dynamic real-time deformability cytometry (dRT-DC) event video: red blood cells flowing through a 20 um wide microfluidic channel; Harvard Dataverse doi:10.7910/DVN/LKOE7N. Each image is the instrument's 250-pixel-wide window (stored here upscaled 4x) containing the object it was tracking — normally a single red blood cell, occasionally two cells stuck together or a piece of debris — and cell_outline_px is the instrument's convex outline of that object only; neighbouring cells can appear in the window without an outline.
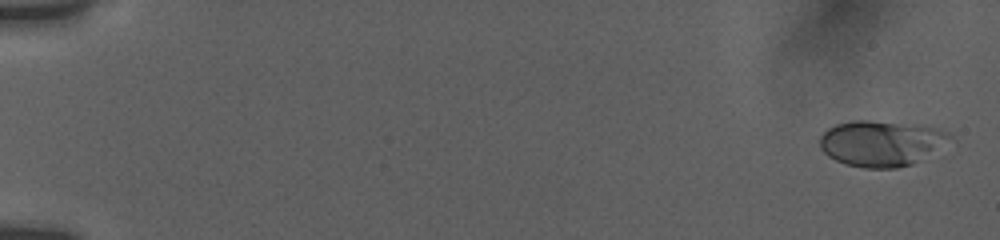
{"species": "human", "species_latin": "Homo sapiens", "temperature_condition": "room temperature", "stored_images_in_passage": 20, "camera_frame_rate_fps": 3000, "um_per_image_px": 0.085, "donor": {"sex": "female"}, "frame": {"image": 1, "passage_image": 2, "time_ms": 0.333, "image_size_px": [1000, 240], "cell_outline_px": [[956, 140], [920, 160], [912, 164], [896, 168], [864, 168], [844, 164], [828, 156], [820, 148], [820, 136], [828, 128], [836, 124], [852, 120], [868, 120], [920, 124], [936, 128], [948, 132]], "centroid_in_image_um": [74.96, 12.17], "position_along_channel_um": 10.0, "area_um2": 35.26}}
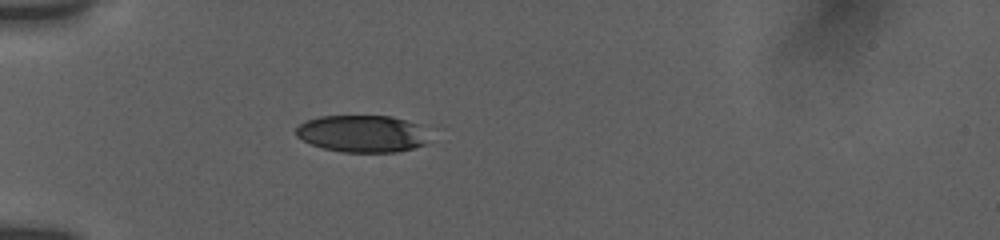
{"frame": {"image": 2, "passage_image": 13, "time_ms": 5.667, "image_size_px": [1000, 240], "cell_outline_px": [[424, 144], [412, 148], [396, 152], [344, 152], [324, 148], [312, 144], [296, 136], [296, 128], [304, 120], [320, 116], [392, 116], [420, 124]], "centroid_in_image_um": [30.7, 11.35], "position_along_channel_um": 54.3, "area_um2": 28.32}}
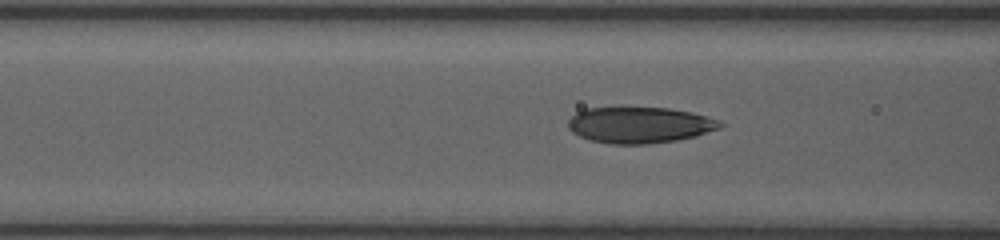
{"frame": {"image": 3, "passage_image": 18, "time_ms": 7.667, "image_size_px": [1000, 240], "cell_outline_px": [[724, 124], [720, 128], [696, 136], [676, 140], [648, 144], [608, 144], [588, 140], [572, 132], [568, 128], [568, 120], [576, 112], [584, 108], [668, 108], [692, 112], [708, 116]], "centroid_in_image_um": [54.34, 10.63], "position_along_channel_um": 112.3, "area_um2": 32.08}}